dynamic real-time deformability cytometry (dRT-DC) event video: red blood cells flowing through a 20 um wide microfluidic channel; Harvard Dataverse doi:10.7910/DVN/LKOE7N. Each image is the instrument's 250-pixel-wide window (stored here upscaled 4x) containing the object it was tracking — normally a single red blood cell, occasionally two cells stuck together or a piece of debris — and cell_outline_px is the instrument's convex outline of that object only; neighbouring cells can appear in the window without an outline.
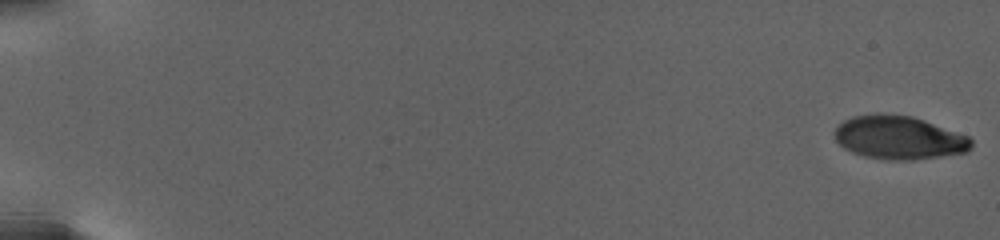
{"species": "human", "species_latin": "Homo sapiens", "temperature_condition": "warm", "stored_images_in_passage": 13, "camera_frame_rate_fps": 3000, "um_per_image_px": 0.085, "donor": {"sex": "female"}, "frame": {"image": 1, "passage_image": 1, "time_ms": 0.0, "image_size_px": [1000, 240], "cell_outline_px": [[972, 148], [968, 152], [912, 160], [884, 160], [864, 156], [852, 152], [844, 148], [836, 140], [836, 128], [844, 120], [852, 116], [876, 112], [884, 112], [912, 116], [924, 120], [968, 136], [972, 140]], "centroid_in_image_um": [76.41, 11.68], "position_along_channel_um": 8.6, "area_um2": 34.8}}
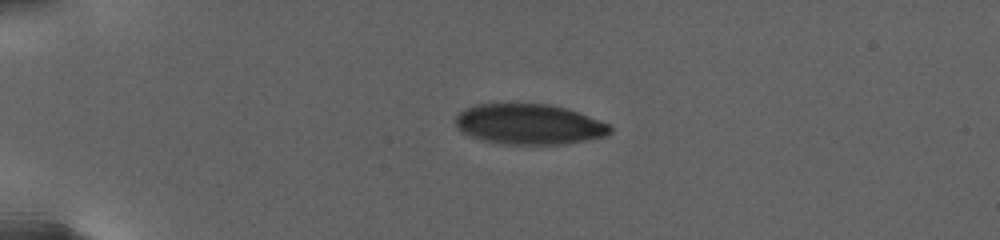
{"frame": {"image": 2, "passage_image": 9, "time_ms": 6.667, "image_size_px": [1000, 240], "cell_outline_px": [[612, 132], [608, 136], [568, 144], [500, 144], [480, 140], [468, 136], [460, 132], [456, 124], [456, 116], [464, 108], [476, 104], [548, 104], [568, 108], [612, 124]], "centroid_in_image_um": [45.01, 10.57], "position_along_channel_um": 40.0, "area_um2": 37.05}}